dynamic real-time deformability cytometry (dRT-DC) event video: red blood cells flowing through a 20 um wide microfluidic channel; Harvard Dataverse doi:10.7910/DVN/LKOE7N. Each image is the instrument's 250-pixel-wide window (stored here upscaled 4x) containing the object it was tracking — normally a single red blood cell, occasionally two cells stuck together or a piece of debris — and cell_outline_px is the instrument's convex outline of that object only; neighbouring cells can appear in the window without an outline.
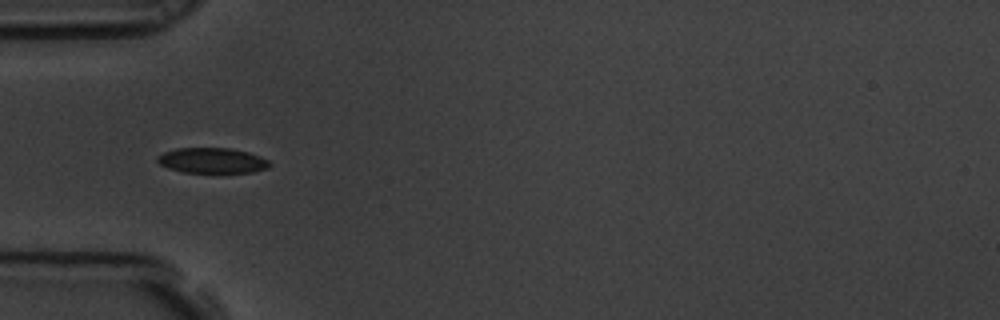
{"species": "common noctule bat (a hibernating species)", "species_latin": "Nyctalus noctula", "temperature_condition": "room temperature", "stored_images_in_passage": 7, "camera_frame_rate_fps": 3000, "um_per_image_px": 0.085, "animal": {"sex": "male", "body_mass_g": 19.5, "forearm_length_mm": 54.6}, "frame": {"image": 1, "passage_image": 4, "time_ms": 1.0, "image_size_px": [1000, 320], "cell_outline_px": [[272, 164], [268, 168], [252, 172], [184, 172], [168, 168], [160, 164], [156, 160], [156, 156], [164, 152], [176, 148], [232, 148], [248, 152], [260, 156], [268, 160]], "centroid_in_image_um": [18.03, 13.63], "position_along_channel_um": 67.0, "area_um2": 16.59}}
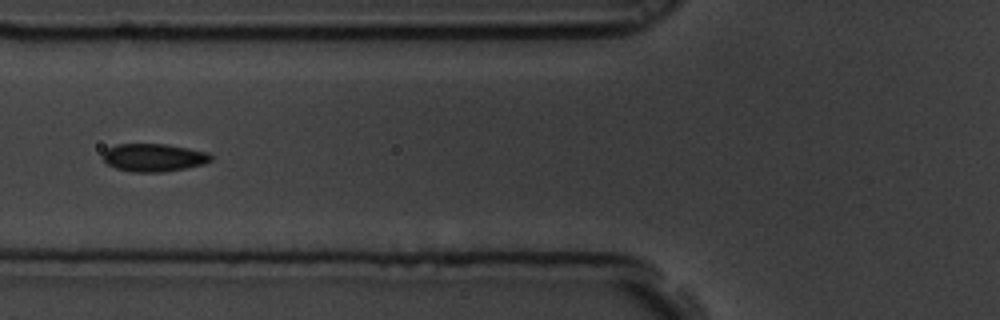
{"frame": {"image": 2, "passage_image": 5, "time_ms": 1.333, "image_size_px": [1000, 320], "cell_outline_px": [[212, 160], [204, 164], [184, 168], [160, 172], [132, 172], [116, 168], [108, 164], [104, 160], [104, 152], [108, 148], [116, 144], [164, 144], [188, 148], [208, 152], [212, 156]], "centroid_in_image_um": [13.08, 13.39], "position_along_channel_um": 112.7, "area_um2": 17.4}}
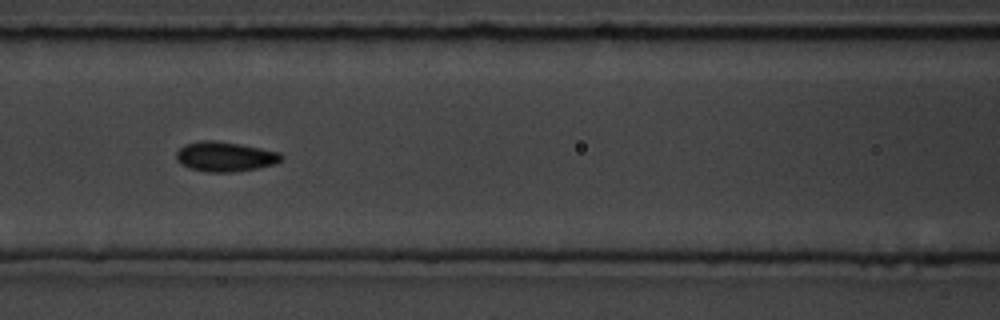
{"frame": {"image": 3, "passage_image": 6, "time_ms": 1.667, "image_size_px": [1000, 320], "cell_outline_px": [[284, 156], [276, 164], [256, 168], [232, 172], [208, 172], [188, 168], [180, 164], [176, 160], [176, 152], [184, 144], [204, 140], [212, 140], [260, 148], [280, 152]], "centroid_in_image_um": [19.1, 13.32], "position_along_channel_um": 147.5, "area_um2": 18.15}}